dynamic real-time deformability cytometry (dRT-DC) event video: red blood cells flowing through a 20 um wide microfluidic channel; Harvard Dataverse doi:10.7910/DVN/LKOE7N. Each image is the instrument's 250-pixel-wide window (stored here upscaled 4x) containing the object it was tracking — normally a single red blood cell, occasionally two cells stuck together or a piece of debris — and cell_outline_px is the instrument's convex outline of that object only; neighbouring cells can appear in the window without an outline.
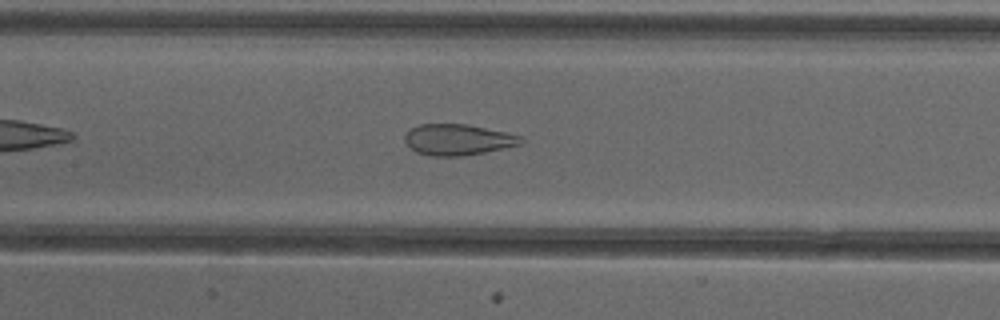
{"species": "common noctule bat (a hibernating species)", "species_latin": "Nyctalus noctula", "temperature_condition": "cold", "stored_images_in_passage": 39, "camera_frame_rate_fps": 3000, "um_per_image_px": 0.085, "animal": {"sex": "female"}, "frame": {"image": 1, "passage_image": 12, "time_ms": 3.667, "image_size_px": [1000, 320], "cell_outline_px": [[524, 140], [520, 144], [504, 148], [464, 156], [432, 156], [416, 152], [404, 140], [404, 136], [412, 128], [420, 124], [468, 124], [504, 132], [520, 136]], "centroid_in_image_um": [38.91, 11.87], "position_along_channel_um": 168.5, "area_um2": 20.75}}
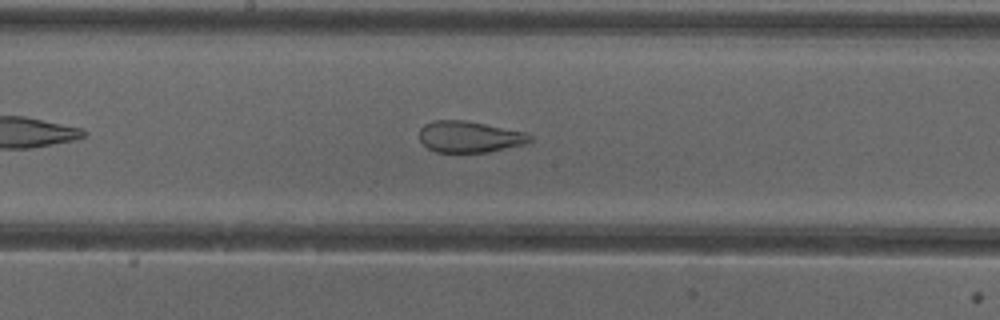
{"frame": {"image": 2, "passage_image": 15, "time_ms": 4.667, "image_size_px": [1000, 320], "cell_outline_px": [[532, 140], [524, 144], [488, 152], [436, 152], [428, 148], [420, 140], [420, 128], [424, 124], [432, 120], [464, 120], [528, 132], [532, 136]], "centroid_in_image_um": [39.91, 11.62], "position_along_channel_um": 208.3, "area_um2": 20.23}}
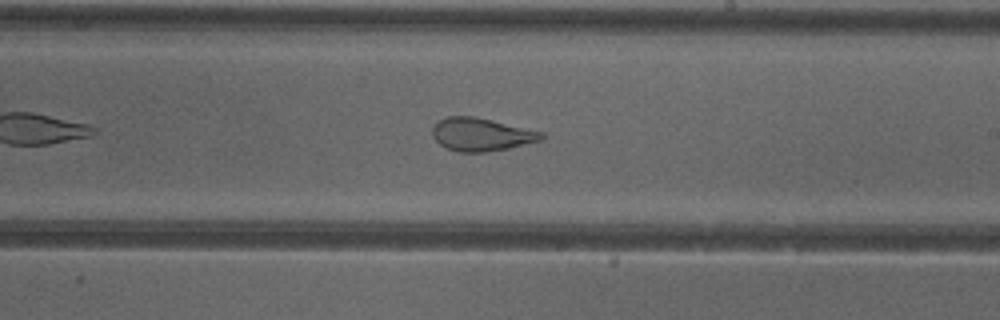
{"frame": {"image": 3, "passage_image": 18, "time_ms": 5.667, "image_size_px": [1000, 320], "cell_outline_px": [[544, 136], [540, 140], [508, 148], [488, 152], [460, 152], [448, 148], [440, 144], [432, 136], [432, 128], [440, 120], [448, 116], [472, 116], [492, 120], [544, 132]], "centroid_in_image_um": [40.9, 11.43], "position_along_channel_um": 248.1, "area_um2": 20.75}, "authors_computed_cell_mechanics": {"area_um2": 24.6228, "velocity_mm_per_s": 3.9976, "shape_relaxation_time_tau1_ms": null, "shape_relaxation_time_tau2_ms": 1.2799, "deformation_change_tau1": null, "deformation_change_tau2": 0.0921}}